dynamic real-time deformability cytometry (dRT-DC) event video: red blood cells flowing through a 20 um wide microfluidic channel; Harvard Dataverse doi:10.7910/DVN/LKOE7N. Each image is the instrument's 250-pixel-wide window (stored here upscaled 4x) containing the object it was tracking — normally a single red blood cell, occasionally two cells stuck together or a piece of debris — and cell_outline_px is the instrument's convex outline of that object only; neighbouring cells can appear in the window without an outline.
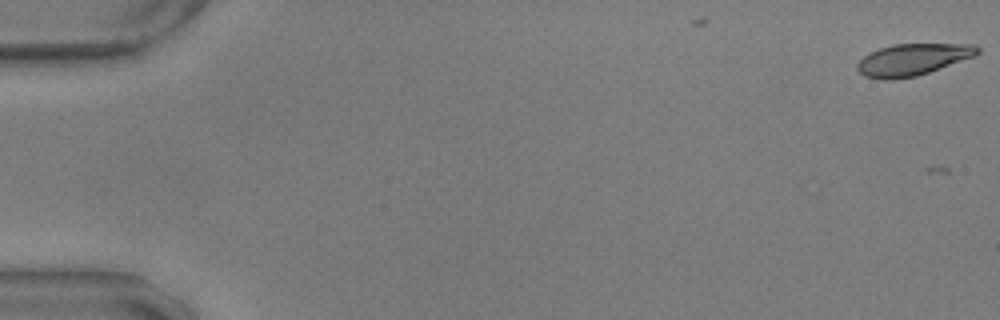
{"species": "common noctule bat (a hibernating species)", "species_latin": "Nyctalus noctula", "temperature_condition": "warm", "stored_images_in_passage": 3, "camera_frame_rate_fps": 3000, "um_per_image_px": 0.085, "animal": {"sex": "male", "body_mass_g": 17.9, "forearm_length_mm": 54.2}, "frame": {"image": 1, "passage_image": 1, "time_ms": 0.0, "image_size_px": [1000, 320], "cell_outline_px": [[980, 52], [976, 56], [916, 76], [892, 80], [884, 80], [864, 76], [856, 68], [856, 64], [864, 56], [880, 48], [892, 44], [976, 44], [980, 48]], "centroid_in_image_um": [77.59, 5.06], "position_along_channel_um": 7.4, "area_um2": 22.25}}